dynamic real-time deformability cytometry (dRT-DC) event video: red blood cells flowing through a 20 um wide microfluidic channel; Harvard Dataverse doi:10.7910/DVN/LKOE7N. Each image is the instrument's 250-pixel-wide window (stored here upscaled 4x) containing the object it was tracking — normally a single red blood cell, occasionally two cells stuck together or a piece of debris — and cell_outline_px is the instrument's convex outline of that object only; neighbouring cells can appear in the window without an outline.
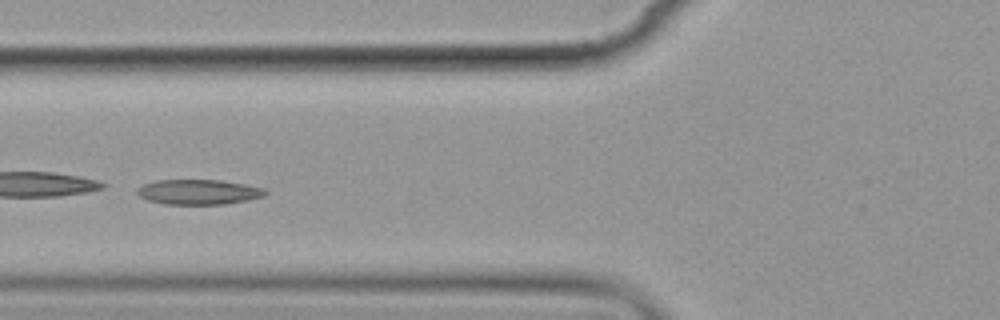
{"species": "common noctule bat (a hibernating species)", "species_latin": "Nyctalus noctula", "temperature_condition": "cold", "stored_images_in_passage": 8, "camera_frame_rate_fps": 3000, "um_per_image_px": 0.085, "animal": {"sex": "female", "body_mass_g": 19.9}, "frame": {"image": 1, "passage_image": 7, "time_ms": 7.333, "image_size_px": [1000, 320], "cell_outline_px": [[268, 192], [264, 196], [248, 200], [224, 204], [164, 204], [148, 200], [140, 196], [136, 192], [136, 188], [144, 184], [156, 180], [220, 180], [244, 184], [264, 188]], "centroid_in_image_um": [16.87, 16.32], "position_along_channel_um": 108.9, "area_um2": 18.67}}